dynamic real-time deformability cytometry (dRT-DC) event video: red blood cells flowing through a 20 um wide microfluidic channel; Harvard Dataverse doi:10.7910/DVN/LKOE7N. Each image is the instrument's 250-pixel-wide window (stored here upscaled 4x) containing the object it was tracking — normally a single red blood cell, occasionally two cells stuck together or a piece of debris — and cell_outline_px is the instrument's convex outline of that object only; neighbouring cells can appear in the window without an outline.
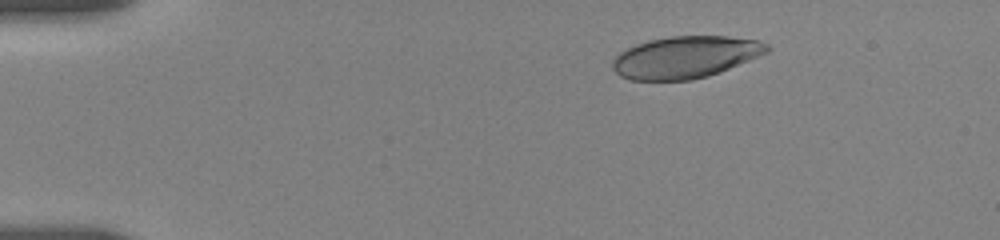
{"species": "human", "species_latin": "Homo sapiens", "temperature_condition": "room temperature", "stored_images_in_passage": 18, "camera_frame_rate_fps": 3000, "um_per_image_px": 0.085, "donor": {"sex": "female"}, "frame": {"image": 1, "passage_image": 5, "time_ms": 2.667, "image_size_px": [1000, 240], "cell_outline_px": [[772, 48], [768, 52], [720, 72], [708, 76], [692, 80], [628, 80], [620, 76], [612, 68], [612, 60], [620, 52], [636, 44], [648, 40], [672, 36], [728, 36], [756, 40], [768, 44]], "centroid_in_image_um": [58.25, 4.86], "position_along_channel_um": 26.8, "area_um2": 37.8}}
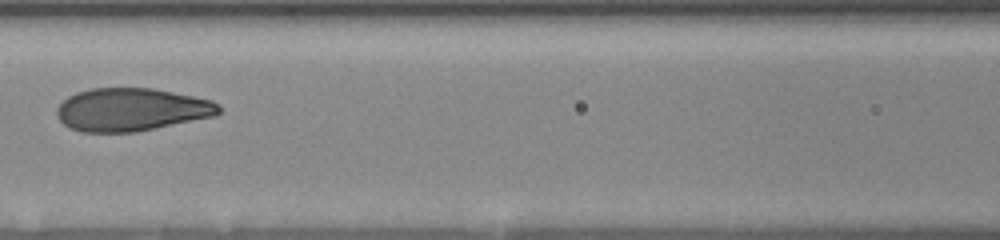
{"frame": {"image": 2, "passage_image": 14, "time_ms": 8.333, "image_size_px": [1000, 240], "cell_outline_px": [[220, 112], [216, 116], [136, 132], [84, 132], [68, 128], [56, 116], [56, 108], [68, 96], [76, 92], [92, 88], [152, 88], [212, 100], [220, 104]], "centroid_in_image_um": [11.16, 9.32], "position_along_channel_um": 155.4, "area_um2": 40.69}}
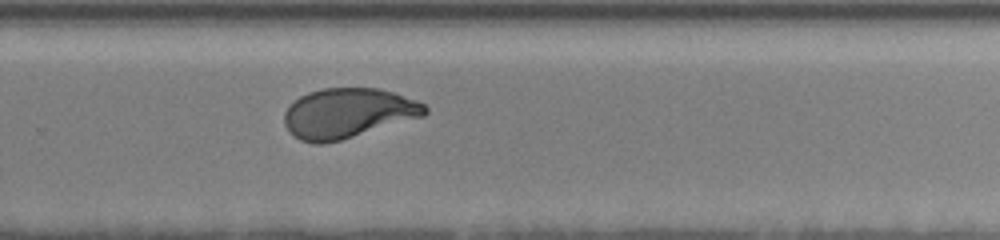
{"frame": {"image": 3, "passage_image": 18, "time_ms": 12.333, "image_size_px": [1000, 240], "cell_outline_px": [[428, 112], [424, 116], [340, 140], [320, 144], [316, 144], [300, 140], [288, 132], [284, 124], [284, 112], [300, 96], [308, 92], [324, 88], [376, 88], [392, 92], [416, 100], [424, 104], [428, 108]], "centroid_in_image_um": [29.56, 9.62], "position_along_channel_um": 300.2, "area_um2": 40.63}}